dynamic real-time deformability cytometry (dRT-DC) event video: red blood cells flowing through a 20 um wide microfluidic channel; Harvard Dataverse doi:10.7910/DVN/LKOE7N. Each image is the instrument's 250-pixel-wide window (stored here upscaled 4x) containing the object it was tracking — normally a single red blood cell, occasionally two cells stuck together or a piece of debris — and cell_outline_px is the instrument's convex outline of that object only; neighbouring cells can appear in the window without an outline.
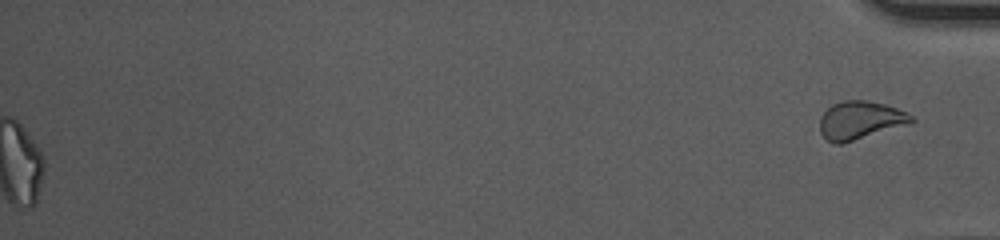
{"species": "common noctule bat (a hibernating species)", "species_latin": "Nyctalus noctula", "temperature_condition": "cold", "stored_images_in_passage": 55, "segment_of_instrument_passage": [2, 2], "camera_frame_rate_fps": 3000, "um_per_image_px": 0.085, "animal": {"sex": "female", "body_mass_g": 10.0, "forearm_length_mm": 53.1}, "frame": {"image": 1, "passage_image": 55, "time_ms": 18.0, "image_size_px": [1000, 240], "cell_outline_px": [[916, 120], [908, 124], [844, 144], [832, 144], [820, 132], [820, 116], [832, 104], [844, 100], [868, 100], [884, 104], [908, 112], [916, 116]], "centroid_in_image_um": [73.14, 10.23], "position_along_channel_um": 362.1, "area_um2": 20.63}}